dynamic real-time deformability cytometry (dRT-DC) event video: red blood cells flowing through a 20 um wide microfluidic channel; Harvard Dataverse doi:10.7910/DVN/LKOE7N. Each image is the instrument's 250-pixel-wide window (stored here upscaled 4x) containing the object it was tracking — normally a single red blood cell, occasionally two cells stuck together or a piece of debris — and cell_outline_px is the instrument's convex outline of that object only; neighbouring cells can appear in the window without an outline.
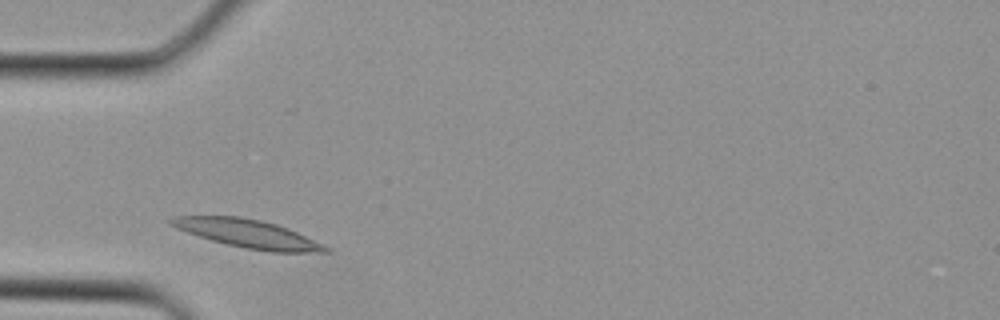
{"species": "Egyptian fruit bat (a non-hibernating species)", "species_latin": "Rousettus aegyptiacus", "temperature_condition": "cold", "stored_images_in_passage": 4, "camera_frame_rate_fps": 3000, "um_per_image_px": 0.085, "animal": {"sex": "female"}, "frame": {"image": 1, "passage_image": 4, "time_ms": 1.0, "image_size_px": [1000, 320], "cell_outline_px": [[332, 252], [268, 252], [244, 248], [212, 240], [176, 228], [168, 224], [168, 220], [176, 216], [240, 216], [260, 220], [276, 224], [288, 228], [324, 244]], "centroid_in_image_um": [21.09, 19.86], "position_along_channel_um": 63.9, "area_um2": 25.26}}